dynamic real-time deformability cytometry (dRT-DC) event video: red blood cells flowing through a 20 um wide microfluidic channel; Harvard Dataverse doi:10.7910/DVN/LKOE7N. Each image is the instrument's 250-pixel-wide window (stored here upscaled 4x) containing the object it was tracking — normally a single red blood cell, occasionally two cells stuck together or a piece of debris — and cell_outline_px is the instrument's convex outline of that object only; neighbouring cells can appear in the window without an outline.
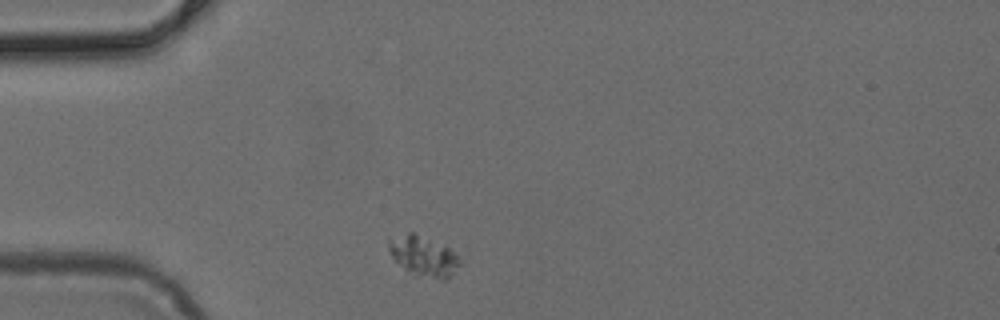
{"species": "common noctule bat (a hibernating species)", "species_latin": "Nyctalus noctula", "temperature_condition": "cold", "stored_images_in_passage": 2, "camera_frame_rate_fps": 3000, "um_per_image_px": 0.085, "animal": {"sex": "female", "body_mass_g": 24.6, "forearm_length_mm": 56.2}, "frame": {"image": 1, "passage_image": 1, "time_ms": 0.0, "image_size_px": [1000, 320], "cell_outline_px": [[460, 264], [448, 280], [444, 280], [416, 272], [404, 268], [392, 256], [388, 248], [388, 240], [408, 232], [416, 232], [448, 248], [460, 260]], "centroid_in_image_um": [36.0, 21.73], "position_along_channel_um": 49.0, "area_um2": 15.9}}